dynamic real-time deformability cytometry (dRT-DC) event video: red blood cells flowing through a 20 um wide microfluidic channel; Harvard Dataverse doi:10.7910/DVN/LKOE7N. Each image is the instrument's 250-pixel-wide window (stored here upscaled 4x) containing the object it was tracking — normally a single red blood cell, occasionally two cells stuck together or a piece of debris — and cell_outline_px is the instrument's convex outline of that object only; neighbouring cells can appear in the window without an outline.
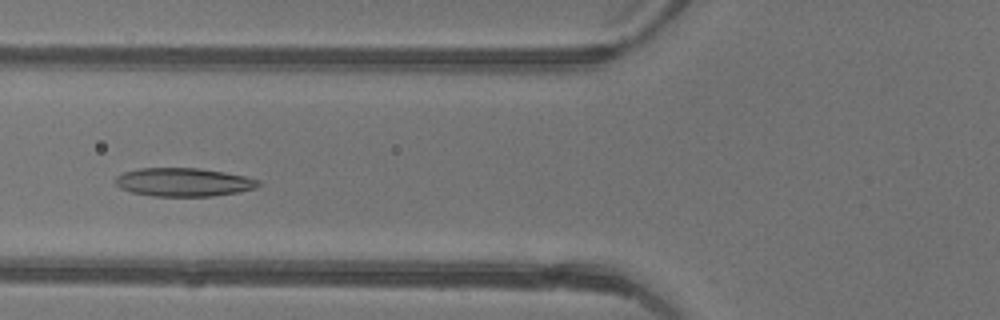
{"species": "common noctule bat (a hibernating species)", "species_latin": "Nyctalus noctula", "temperature_condition": "warm", "stored_images_in_passage": 45, "camera_frame_rate_fps": 3000, "um_per_image_px": 0.085, "animal": {"sex": "female"}, "frame": {"image": 1, "passage_image": 16, "time_ms": 5.0, "image_size_px": [1000, 320], "cell_outline_px": [[260, 184], [256, 188], [236, 192], [212, 196], [152, 196], [132, 192], [120, 188], [116, 184], [116, 176], [124, 172], [140, 168], [196, 168], [224, 172], [244, 176], [260, 180]], "centroid_in_image_um": [15.59, 15.48], "position_along_channel_um": 110.2, "area_um2": 23.52}}
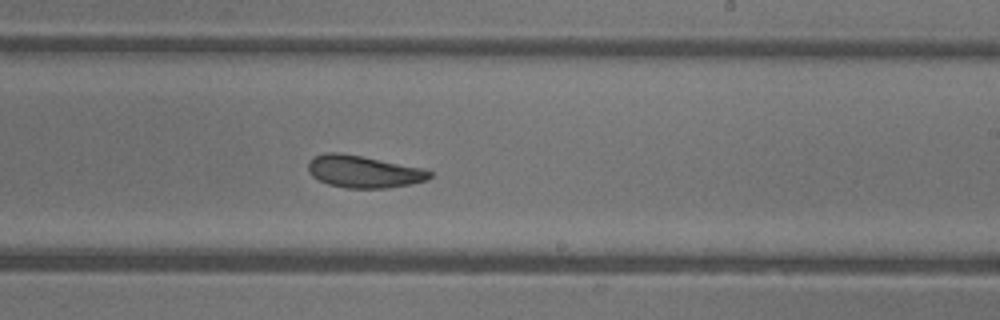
{"frame": {"image": 2, "passage_image": 26, "time_ms": 8.333, "image_size_px": [1000, 320], "cell_outline_px": [[432, 176], [428, 180], [412, 184], [388, 188], [344, 188], [328, 184], [312, 176], [308, 172], [308, 160], [312, 156], [324, 152], [340, 152], [424, 168], [432, 172]], "centroid_in_image_um": [30.89, 14.58], "position_along_channel_um": 258.1, "area_um2": 23.12}}
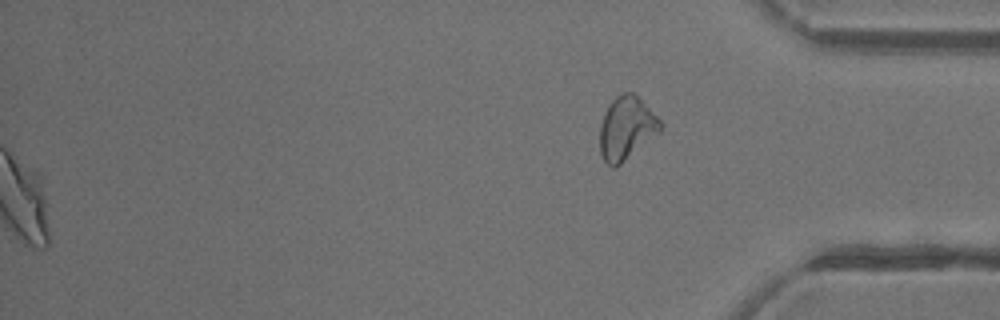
{"frame": {"image": 3, "passage_image": 45, "time_ms": 14.667, "image_size_px": [1000, 320], "cell_outline_px": [[660, 132], [616, 168], [612, 168], [604, 160], [600, 152], [600, 124], [604, 112], [608, 104], [616, 96], [624, 92], [632, 92], [660, 120]], "centroid_in_image_um": [53.21, 10.92], "position_along_channel_um": 382.0, "area_um2": 22.02}, "authors_computed_cell_mechanics": {"area_um2": 24.2182, "velocity_mm_per_s": 4.4464, "shape_relaxation_time_tau1_ms": 4.7703, "shape_relaxation_time_tau2_ms": 2.27, "deformation_change_tau1": 0.137, "deformation_change_tau2": 0.0779}}